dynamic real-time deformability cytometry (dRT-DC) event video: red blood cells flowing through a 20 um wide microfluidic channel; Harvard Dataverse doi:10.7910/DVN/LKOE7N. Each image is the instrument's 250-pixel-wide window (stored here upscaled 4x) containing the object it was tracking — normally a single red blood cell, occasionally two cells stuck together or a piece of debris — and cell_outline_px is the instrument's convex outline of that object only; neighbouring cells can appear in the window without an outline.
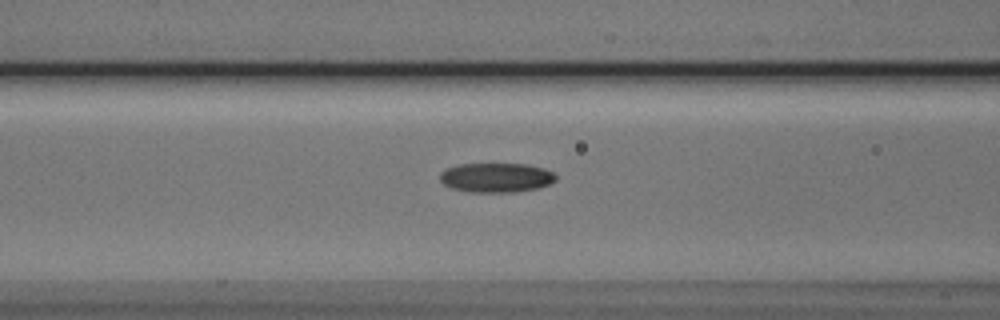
{"species": "Egyptian fruit bat (a non-hibernating species)", "species_latin": "Rousettus aegyptiacus", "temperature_condition": "cold", "stored_images_in_passage": 31, "camera_frame_rate_fps": 3000, "um_per_image_px": 0.085, "animal": {"sex": "male"}, "frame": {"image": 1, "passage_image": 10, "time_ms": 3.0, "image_size_px": [1000, 320], "cell_outline_px": [[556, 180], [540, 188], [512, 192], [472, 192], [452, 188], [444, 184], [440, 180], [440, 172], [444, 168], [460, 164], [528, 164], [544, 168], [552, 172], [556, 176]], "centroid_in_image_um": [42.17, 15.09], "position_along_channel_um": 124.4, "area_um2": 19.94}}
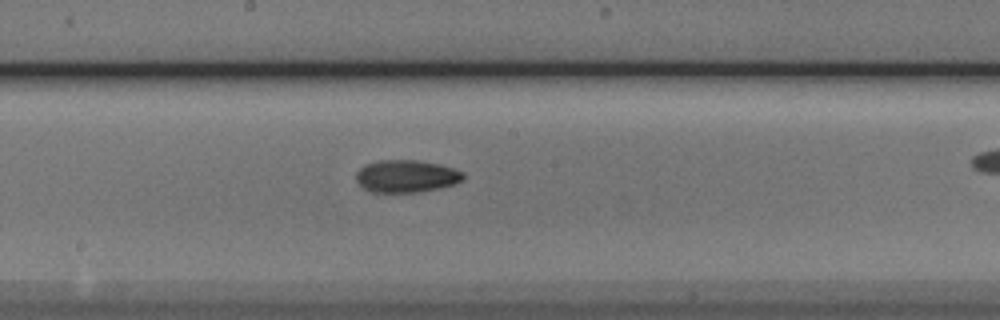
{"frame": {"image": 2, "passage_image": 17, "time_ms": 5.333, "image_size_px": [1000, 320], "cell_outline_px": [[464, 180], [456, 184], [440, 188], [420, 192], [372, 192], [364, 188], [356, 180], [356, 172], [364, 164], [380, 160], [416, 160], [436, 164], [452, 168], [464, 172]], "centroid_in_image_um": [34.54, 14.98], "position_along_channel_um": 213.7, "area_um2": 20.29}}
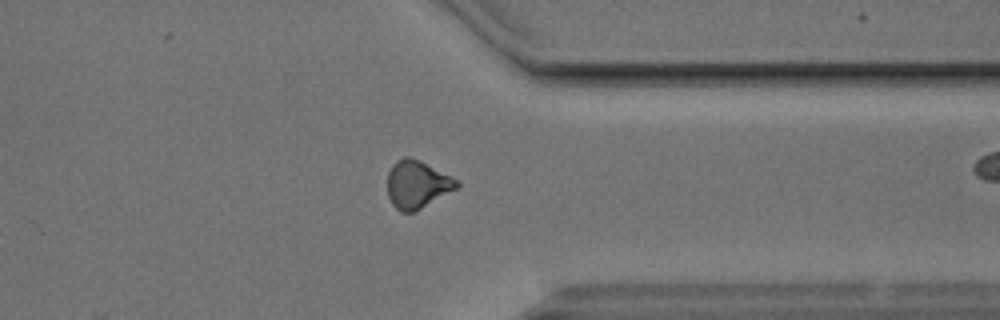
{"frame": {"image": 3, "passage_image": 30, "time_ms": 9.667, "image_size_px": [1000, 320], "cell_outline_px": [[460, 184], [456, 188], [420, 208], [412, 212], [400, 212], [392, 204], [388, 196], [388, 172], [392, 164], [396, 160], [404, 156], [408, 156], [420, 160], [460, 180]], "centroid_in_image_um": [35.44, 15.64], "position_along_channel_um": 376.0, "area_um2": 19.19}}